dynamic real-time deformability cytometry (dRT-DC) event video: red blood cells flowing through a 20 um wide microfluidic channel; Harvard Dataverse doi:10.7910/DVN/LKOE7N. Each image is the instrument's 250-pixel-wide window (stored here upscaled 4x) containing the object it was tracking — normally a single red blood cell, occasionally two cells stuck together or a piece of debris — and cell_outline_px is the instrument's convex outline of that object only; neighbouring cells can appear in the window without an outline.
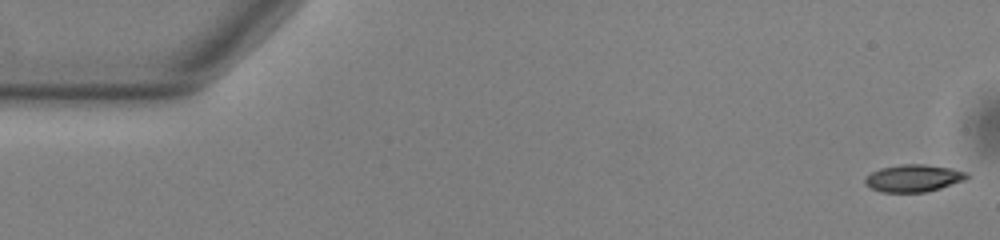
{"species": "common noctule bat (a hibernating species)", "species_latin": "Nyctalus noctula", "temperature_condition": "warm", "stored_images_in_passage": 44, "camera_frame_rate_fps": 3000, "um_per_image_px": 0.085, "animal": {"sex": "male", "body_mass_g": 13.0, "forearm_length_mm": 53.1}, "frame": {"image": 1, "passage_image": 1, "time_ms": 0.0, "image_size_px": [1000, 240], "cell_outline_px": [[968, 176], [964, 180], [940, 188], [924, 192], [880, 192], [864, 184], [864, 180], [872, 172], [880, 168], [900, 164], [924, 164], [952, 168], [964, 172]], "centroid_in_image_um": [77.61, 15.14], "position_along_channel_um": 7.4, "area_um2": 16.01}}
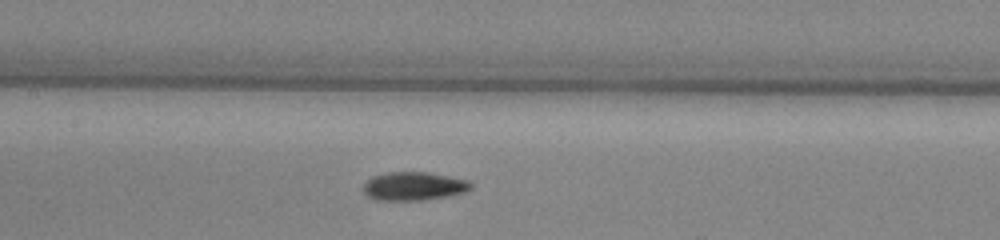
{"frame": {"image": 2, "passage_image": 25, "time_ms": 8.0, "image_size_px": [1000, 240], "cell_outline_px": [[472, 188], [464, 192], [424, 200], [376, 200], [368, 196], [364, 192], [364, 184], [372, 176], [384, 172], [428, 172], [468, 180], [472, 184]], "centroid_in_image_um": [35.15, 15.81], "position_along_channel_um": 172.2, "area_um2": 17.74}}
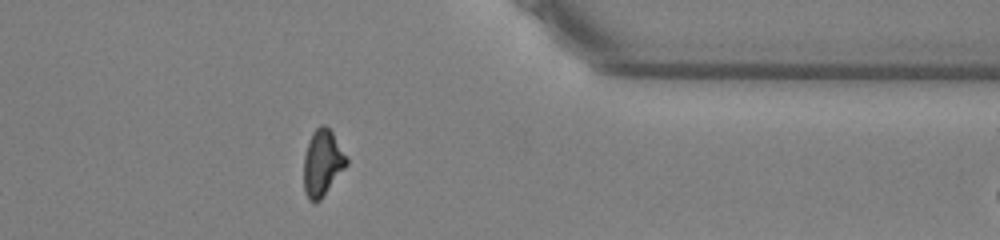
{"frame": {"image": 3, "passage_image": 43, "time_ms": 14.0, "image_size_px": [1000, 240], "cell_outline_px": [[348, 164], [320, 200], [316, 204], [308, 200], [304, 192], [304, 156], [312, 132], [320, 124], [324, 124], [332, 132], [348, 160]], "centroid_in_image_um": [27.39, 13.87], "position_along_channel_um": 384.0, "area_um2": 16.42}}